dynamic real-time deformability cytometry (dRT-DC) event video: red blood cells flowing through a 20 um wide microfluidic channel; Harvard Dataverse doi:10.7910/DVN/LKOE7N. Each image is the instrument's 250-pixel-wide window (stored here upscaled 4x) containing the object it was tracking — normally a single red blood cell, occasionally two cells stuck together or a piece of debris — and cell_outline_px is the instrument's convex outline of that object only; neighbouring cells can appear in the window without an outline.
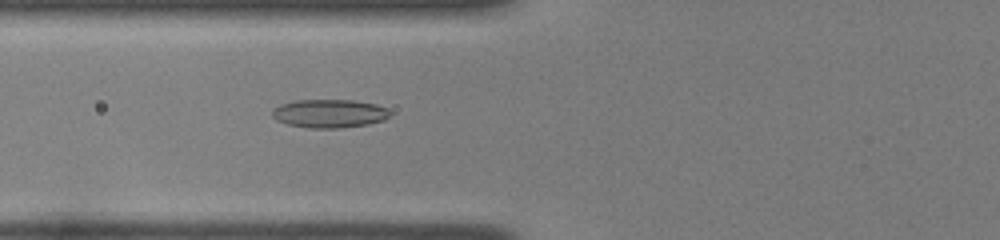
{"species": "common noctule bat (a hibernating species)", "species_latin": "Nyctalus noctula", "temperature_condition": "room temperature", "stored_images_in_passage": 35, "camera_frame_rate_fps": 3000, "um_per_image_px": 0.085, "animal": {"sex": "female", "body_mass_g": 22.0, "forearm_length_mm": 56.7}, "frame": {"image": 1, "passage_image": 5, "time_ms": 1.333, "image_size_px": [1000, 240], "cell_outline_px": [[392, 116], [384, 120], [368, 124], [340, 128], [308, 128], [288, 124], [276, 120], [272, 116], [272, 108], [280, 104], [296, 100], [352, 100], [376, 104], [388, 108]], "centroid_in_image_um": [28.01, 9.65], "position_along_channel_um": 97.8, "area_um2": 19.71}}
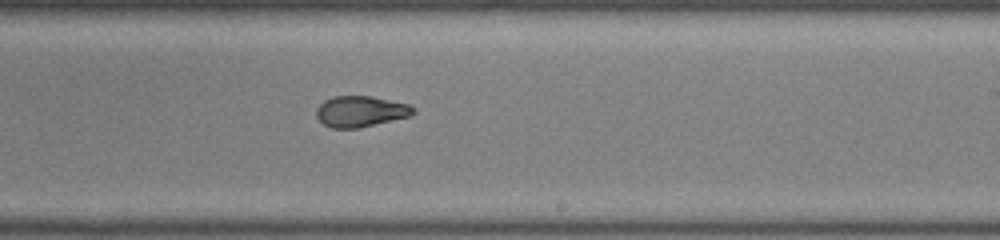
{"frame": {"image": 2, "passage_image": 17, "time_ms": 5.333, "image_size_px": [1000, 240], "cell_outline_px": [[416, 112], [408, 116], [360, 128], [332, 128], [324, 124], [316, 116], [316, 108], [324, 100], [332, 96], [372, 96], [408, 104], [416, 108]], "centroid_in_image_um": [30.64, 9.46], "position_along_channel_um": 258.4, "area_um2": 17.46}}
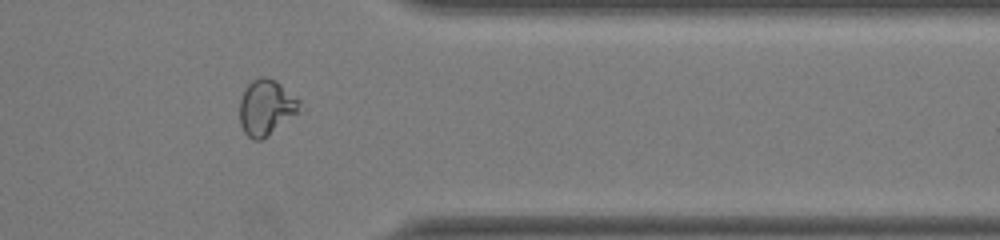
{"frame": {"image": 3, "passage_image": 27, "time_ms": 8.667, "image_size_px": [1000, 240], "cell_outline_px": [[304, 112], [260, 140], [252, 140], [244, 132], [240, 124], [240, 100], [244, 88], [252, 80], [260, 76], [264, 76], [276, 80], [300, 100]], "centroid_in_image_um": [22.68, 9.13], "position_along_channel_um": 388.7, "area_um2": 20.0}, "authors_computed_cell_mechanics": {"area_um2": 18.2648, "velocity_mm_per_s": 4.0145, "shape_relaxation_time_tau1_ms": null, "shape_relaxation_time_tau2_ms": 1.7652, "deformation_change_tau1": null, "deformation_change_tau2": 0.0692}}